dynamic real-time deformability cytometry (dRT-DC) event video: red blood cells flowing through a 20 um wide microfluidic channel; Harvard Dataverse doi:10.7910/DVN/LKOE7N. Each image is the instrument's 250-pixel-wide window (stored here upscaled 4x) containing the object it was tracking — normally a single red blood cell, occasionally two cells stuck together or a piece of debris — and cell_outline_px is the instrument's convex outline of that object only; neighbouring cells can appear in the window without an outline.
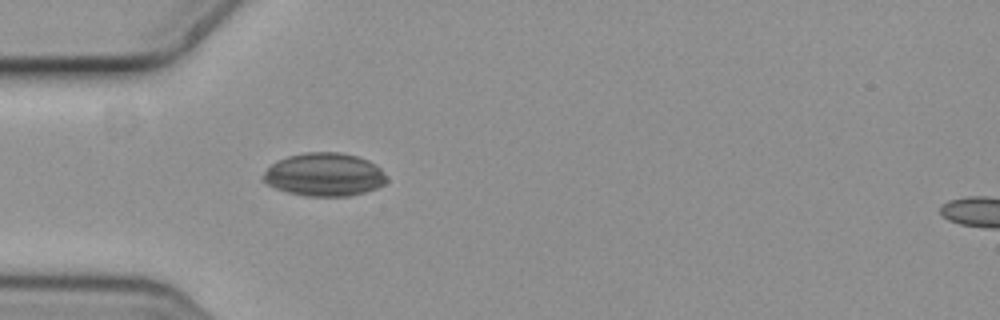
{"species": "common noctule bat (a hibernating species)", "species_latin": "Nyctalus noctula", "temperature_condition": "cold", "stored_images_in_passage": 5, "camera_frame_rate_fps": 3000, "um_per_image_px": 0.085, "animal": {"sex": "female", "body_mass_g": 19.3, "forearm_length_mm": 54.1}, "frame": {"image": 1, "passage_image": 5, "time_ms": 1.333, "image_size_px": [1000, 320], "cell_outline_px": [[388, 180], [384, 184], [376, 188], [364, 192], [348, 196], [304, 196], [288, 192], [276, 188], [268, 184], [264, 180], [264, 172], [272, 164], [288, 156], [304, 152], [340, 152], [356, 156], [368, 160], [376, 164], [380, 168]], "centroid_in_image_um": [27.6, 14.84], "position_along_channel_um": 57.4, "area_um2": 30.87}}